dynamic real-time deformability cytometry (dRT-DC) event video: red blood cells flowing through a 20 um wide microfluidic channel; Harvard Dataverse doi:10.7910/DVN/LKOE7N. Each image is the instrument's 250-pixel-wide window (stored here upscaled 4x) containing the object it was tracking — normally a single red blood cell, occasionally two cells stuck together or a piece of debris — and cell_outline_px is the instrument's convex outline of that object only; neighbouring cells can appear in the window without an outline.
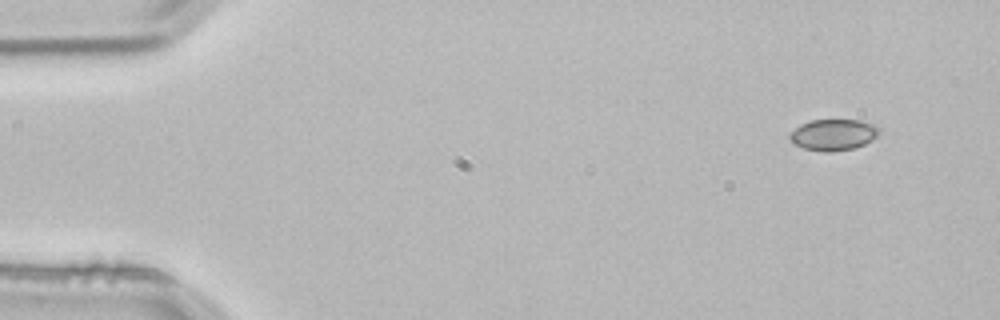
{"species": "common noctule bat (a hibernating species)", "species_latin": "Nyctalus noctula", "temperature_condition": "room temperature", "stored_images_in_passage": 3, "camera_frame_rate_fps": 3000, "um_per_image_px": 0.085, "animal": {"sex": "male", "body_mass_g": 21.5, "forearm_length_mm": 52.0}, "frame": {"image": 1, "passage_image": 1, "time_ms": 0.0, "image_size_px": [1000, 320], "cell_outline_px": [[880, 132], [872, 140], [856, 148], [832, 152], [824, 152], [804, 148], [788, 140], [788, 136], [800, 124], [812, 120], [860, 120], [876, 124], [880, 128]], "centroid_in_image_um": [70.86, 11.45], "position_along_channel_um": 14.1, "area_um2": 16.42}}
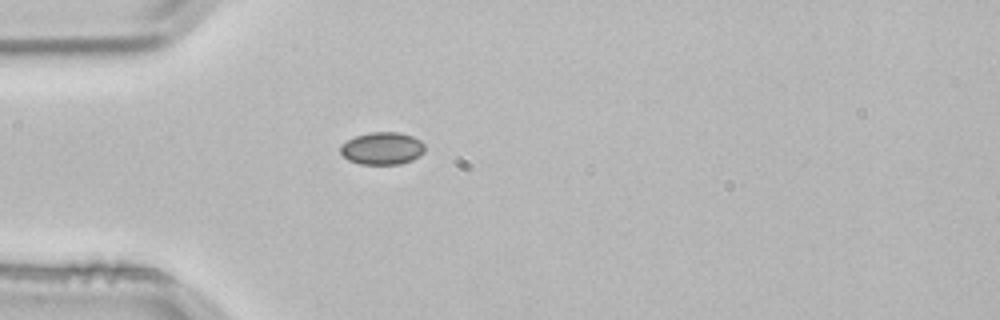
{"frame": {"image": 2, "passage_image": 3, "time_ms": 0.667, "image_size_px": [1000, 320], "cell_outline_px": [[424, 152], [420, 156], [412, 160], [400, 164], [360, 164], [348, 160], [340, 152], [340, 144], [356, 136], [372, 132], [400, 132], [412, 136], [420, 140], [424, 144]], "centroid_in_image_um": [32.49, 12.61], "position_along_channel_um": 52.5, "area_um2": 16.01}}